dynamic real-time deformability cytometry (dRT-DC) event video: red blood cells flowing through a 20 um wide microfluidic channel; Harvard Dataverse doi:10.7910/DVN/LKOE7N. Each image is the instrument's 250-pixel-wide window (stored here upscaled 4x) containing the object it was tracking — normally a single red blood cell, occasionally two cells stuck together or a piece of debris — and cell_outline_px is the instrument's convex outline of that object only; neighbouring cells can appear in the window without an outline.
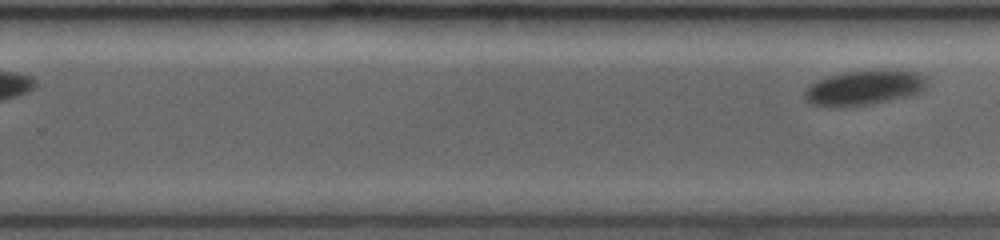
{"species": "common noctule bat (a hibernating species)", "species_latin": "Nyctalus noctula", "temperature_condition": "room temperature", "stored_images_in_passage": 13, "segment_of_instrument_passage": [2, 2], "camera_frame_rate_fps": 3500, "um_per_image_px": 0.085, "animal": {"sex": "female", "body_mass_g": 19.0, "forearm_length_mm": 53.3}, "frame": {"image": 1, "passage_image": 13, "time_ms": 7.714, "image_size_px": [1000, 240], "cell_outline_px": [[928, 84], [920, 92], [872, 104], [828, 108], [808, 104], [804, 96], [804, 92], [816, 80], [828, 76], [844, 72], [916, 72], [928, 76]], "centroid_in_image_um": [73.39, 7.5], "position_along_channel_um": 256.4, "area_um2": 24.33}}